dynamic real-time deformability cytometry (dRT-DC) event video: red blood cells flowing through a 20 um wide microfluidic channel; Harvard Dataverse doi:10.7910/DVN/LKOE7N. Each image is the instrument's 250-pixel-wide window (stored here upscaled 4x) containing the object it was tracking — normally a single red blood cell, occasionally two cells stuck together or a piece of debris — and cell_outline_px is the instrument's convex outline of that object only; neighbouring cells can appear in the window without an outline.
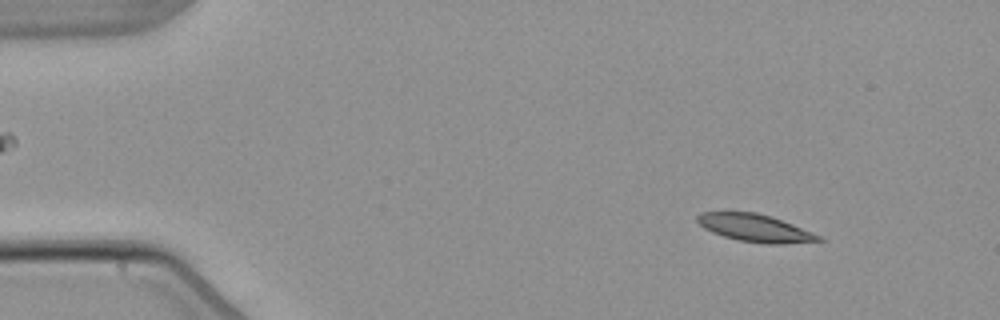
{"species": "common noctule bat (a hibernating species)", "species_latin": "Nyctalus noctula", "temperature_condition": "warm", "stored_images_in_passage": 3, "camera_frame_rate_fps": 3000, "um_per_image_px": 0.085, "animal": {"sex": "male", "body_mass_g": 21.5, "forearm_length_mm": 52.0}, "frame": {"image": 1, "passage_image": 1, "time_ms": 0.0, "image_size_px": [1000, 320], "cell_outline_px": [[824, 240], [784, 244], [764, 244], [740, 240], [724, 236], [712, 232], [704, 228], [696, 220], [696, 216], [700, 212], [756, 212], [772, 216], [792, 224], [820, 236]], "centroid_in_image_um": [64.15, 19.37], "position_along_channel_um": 20.8, "area_um2": 19.31}}